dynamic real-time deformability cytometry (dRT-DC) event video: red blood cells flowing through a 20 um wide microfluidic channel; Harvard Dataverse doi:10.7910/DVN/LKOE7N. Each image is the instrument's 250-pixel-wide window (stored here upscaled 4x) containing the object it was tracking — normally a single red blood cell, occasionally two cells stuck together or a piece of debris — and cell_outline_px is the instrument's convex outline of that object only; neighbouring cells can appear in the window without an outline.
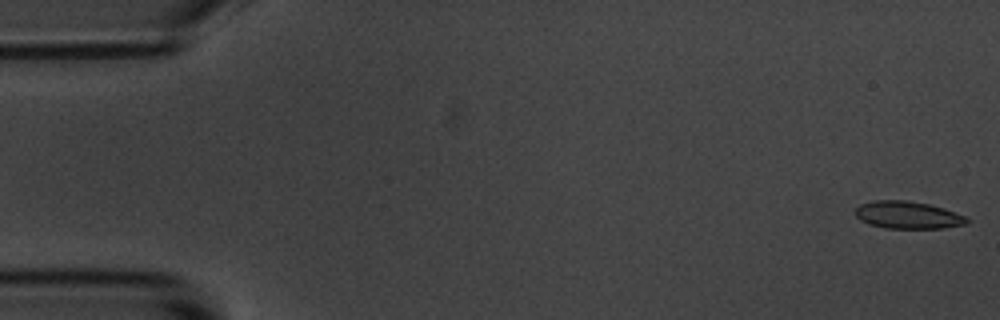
{"species": "common noctule bat (a hibernating species)", "species_latin": "Nyctalus noctula", "temperature_condition": "room temperature", "stored_images_in_passage": 54, "camera_frame_rate_fps": 3000, "um_per_image_px": 0.085, "animal": {"sex": "male", "body_mass_g": 20.1, "forearm_length_mm": 53.5}, "frame": {"image": 1, "passage_image": 1, "time_ms": 0.0, "image_size_px": [1000, 320], "cell_outline_px": [[972, 220], [968, 224], [944, 228], [884, 228], [868, 224], [860, 220], [856, 216], [856, 208], [860, 204], [872, 200], [908, 200], [928, 204], [944, 208], [964, 216]], "centroid_in_image_um": [77.17, 18.28], "position_along_channel_um": 7.8, "area_um2": 17.98}}
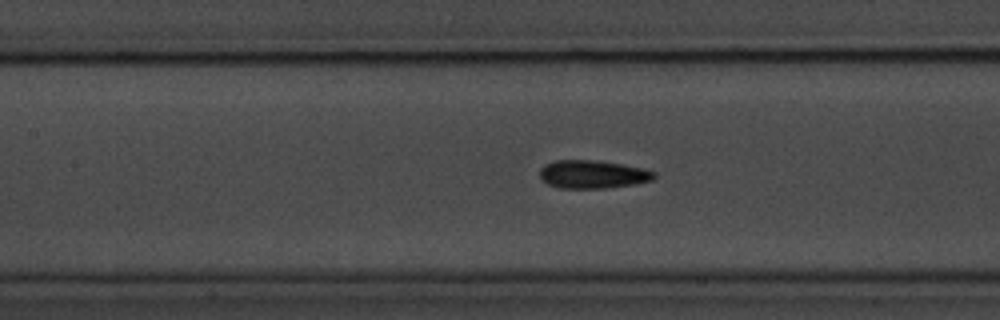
{"frame": {"image": 2, "passage_image": 24, "time_ms": 7.667, "image_size_px": [1000, 320], "cell_outline_px": [[656, 176], [652, 180], [632, 184], [604, 188], [560, 188], [548, 184], [540, 176], [540, 168], [544, 164], [556, 160], [592, 160], [620, 164], [640, 168], [656, 172]], "centroid_in_image_um": [50.34, 14.81], "position_along_channel_um": 157.1, "area_um2": 18.5}}
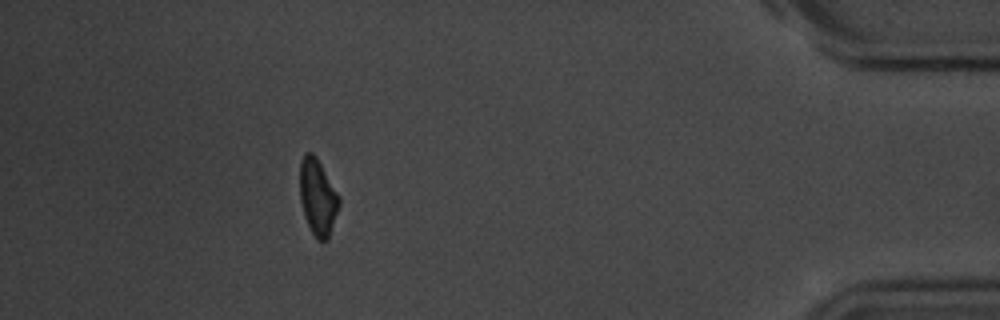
{"frame": {"image": 3, "passage_image": 49, "time_ms": 16.0, "image_size_px": [1000, 320], "cell_outline_px": [[340, 204], [328, 240], [316, 240], [304, 216], [300, 200], [300, 164], [304, 152], [312, 152], [316, 156], [340, 196]], "centroid_in_image_um": [27.01, 16.75], "position_along_channel_um": 408.2, "area_um2": 17.51}, "authors_computed_cell_mechanics": {"area_um2": 18.1203, "velocity_mm_per_s": 3.6698, "shape_relaxation_time_tau1_ms": 2.1505, "shape_relaxation_time_tau2_ms": 2.9116, "deformation_change_tau1": 0.0953, "deformation_change_tau2": 0.0856}}